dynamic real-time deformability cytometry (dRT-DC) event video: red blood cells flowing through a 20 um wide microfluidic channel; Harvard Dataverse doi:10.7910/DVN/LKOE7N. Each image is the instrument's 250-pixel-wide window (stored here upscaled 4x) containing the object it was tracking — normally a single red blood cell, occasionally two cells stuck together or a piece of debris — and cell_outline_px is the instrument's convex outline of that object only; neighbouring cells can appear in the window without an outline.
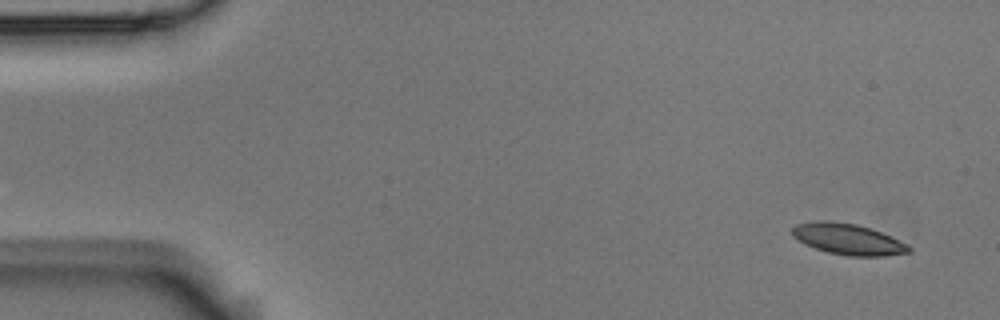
{"species": "Egyptian fruit bat (a non-hibernating species)", "species_latin": "Rousettus aegyptiacus", "temperature_condition": "room temperature", "stored_images_in_passage": 4, "camera_frame_rate_fps": 3000, "um_per_image_px": 0.085, "animal": {"sex": "male"}, "frame": {"image": 1, "passage_image": 1, "time_ms": 0.0, "image_size_px": [1000, 320], "cell_outline_px": [[912, 252], [884, 256], [848, 256], [828, 252], [804, 244], [792, 236], [792, 228], [796, 224], [816, 220], [828, 220], [856, 224], [880, 232], [908, 244], [912, 248]], "centroid_in_image_um": [72.07, 20.33], "position_along_channel_um": 12.9, "area_um2": 21.1}}
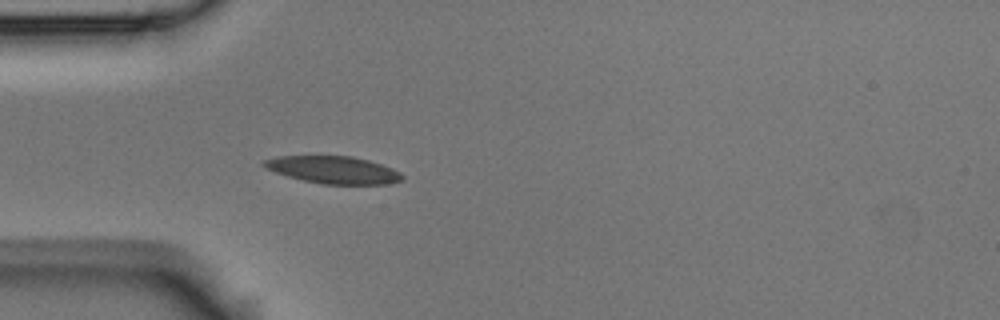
{"frame": {"image": 2, "passage_image": 4, "time_ms": 1.0, "image_size_px": [1000, 320], "cell_outline_px": [[404, 180], [392, 184], [320, 184], [288, 176], [264, 168], [260, 164], [264, 160], [276, 156], [352, 156], [368, 160], [392, 168], [400, 172], [404, 176]], "centroid_in_image_um": [28.35, 14.44], "position_along_channel_um": 56.7, "area_um2": 22.14}}